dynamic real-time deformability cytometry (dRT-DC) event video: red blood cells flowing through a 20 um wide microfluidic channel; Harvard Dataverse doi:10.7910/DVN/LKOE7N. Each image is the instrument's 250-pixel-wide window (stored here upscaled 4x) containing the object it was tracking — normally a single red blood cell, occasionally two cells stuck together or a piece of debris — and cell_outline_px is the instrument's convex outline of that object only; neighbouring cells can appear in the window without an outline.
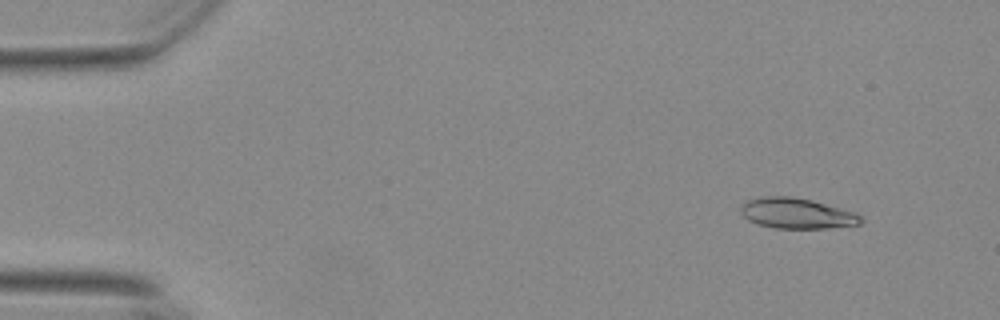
{"species": "Egyptian fruit bat (a non-hibernating species)", "species_latin": "Rousettus aegyptiacus", "temperature_condition": "warm", "stored_images_in_passage": 53, "camera_frame_rate_fps": 3000, "um_per_image_px": 0.085, "animal": {"sex": "female"}, "frame": {"image": 1, "passage_image": 5, "time_ms": 1.333, "image_size_px": [1000, 320], "cell_outline_px": [[864, 220], [860, 224], [828, 228], [776, 228], [760, 224], [748, 220], [740, 212], [740, 204], [748, 200], [760, 196], [792, 196], [812, 200], [856, 212]], "centroid_in_image_um": [67.72, 18.12], "position_along_channel_um": 17.3, "area_um2": 21.44}}
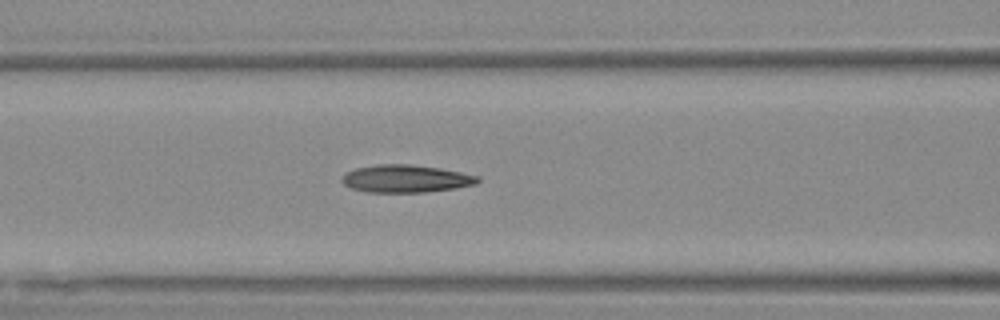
{"frame": {"image": 2, "passage_image": 23, "time_ms": 7.333, "image_size_px": [1000, 320], "cell_outline_px": [[480, 180], [476, 184], [456, 188], [424, 192], [368, 192], [352, 188], [344, 184], [340, 180], [348, 172], [356, 168], [376, 164], [412, 164], [440, 168], [480, 176]], "centroid_in_image_um": [34.52, 15.18], "position_along_channel_um": 132.1, "area_um2": 21.79}}
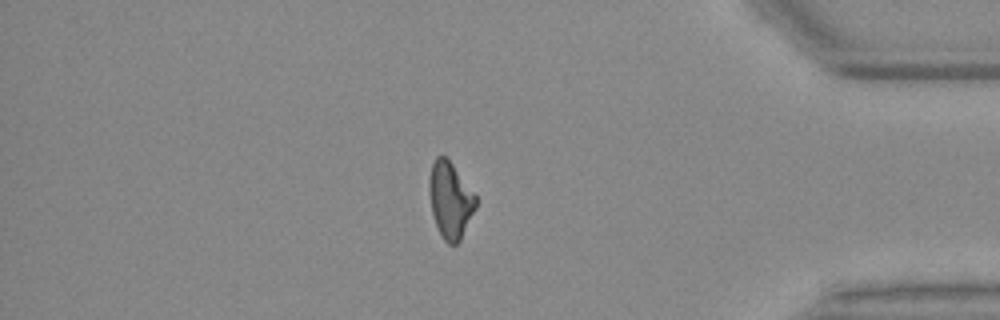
{"frame": {"image": 3, "passage_image": 47, "time_ms": 15.333, "image_size_px": [1000, 320], "cell_outline_px": [[476, 208], [460, 240], [456, 244], [448, 244], [444, 240], [436, 224], [432, 212], [428, 192], [428, 180], [432, 164], [436, 156], [444, 156], [452, 164], [476, 196]], "centroid_in_image_um": [38.25, 17.01], "position_along_channel_um": 396.9, "area_um2": 20.46}}